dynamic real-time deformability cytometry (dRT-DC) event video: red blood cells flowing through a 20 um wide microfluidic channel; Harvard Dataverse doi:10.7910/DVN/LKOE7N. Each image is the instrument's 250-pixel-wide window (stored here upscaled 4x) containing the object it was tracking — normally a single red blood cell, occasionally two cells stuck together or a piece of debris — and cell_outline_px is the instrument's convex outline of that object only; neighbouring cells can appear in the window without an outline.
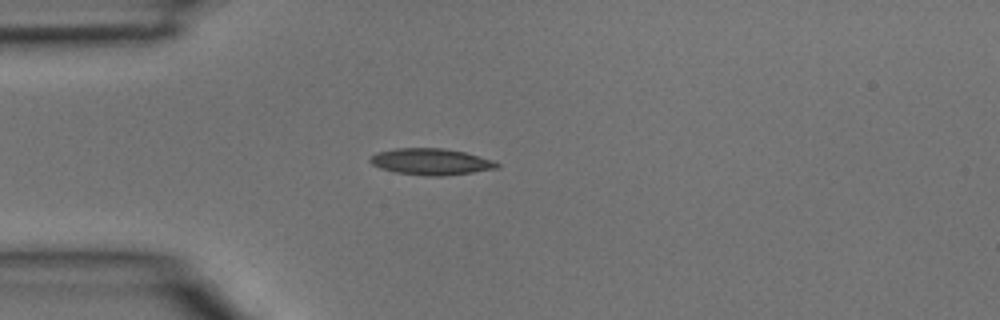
{"species": "common noctule bat (a hibernating species)", "species_latin": "Nyctalus noctula", "temperature_condition": "room temperature", "stored_images_in_passage": 2, "camera_frame_rate_fps": 3000, "um_per_image_px": 0.085, "animal": {"sex": "male", "body_mass_g": 15.6}, "frame": {"image": 1, "passage_image": 2, "time_ms": 0.333, "image_size_px": [1000, 320], "cell_outline_px": [[500, 168], [472, 172], [440, 176], [424, 176], [396, 172], [380, 168], [372, 164], [368, 160], [376, 152], [396, 148], [444, 148], [464, 152], [492, 160], [500, 164]], "centroid_in_image_um": [36.62, 13.74], "position_along_channel_um": 48.4, "area_um2": 19.48}}